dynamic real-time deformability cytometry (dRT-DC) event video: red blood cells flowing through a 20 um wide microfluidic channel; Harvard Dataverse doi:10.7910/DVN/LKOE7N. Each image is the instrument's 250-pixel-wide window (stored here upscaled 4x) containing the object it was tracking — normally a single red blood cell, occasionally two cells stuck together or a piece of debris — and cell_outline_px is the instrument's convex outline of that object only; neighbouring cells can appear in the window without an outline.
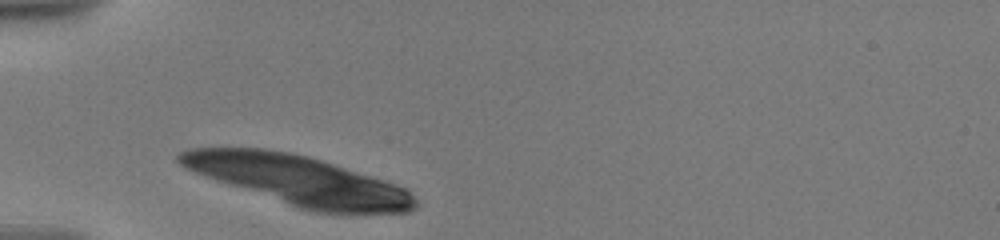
{"species": "human", "species_latin": "Homo sapiens", "temperature_condition": "warm", "stored_images_in_passage": 4, "camera_frame_rate_fps": 3000, "um_per_image_px": 0.085, "donor": {"sex": "male"}, "frame": {"image": 1, "passage_image": 1, "time_ms": 0.0, "image_size_px": [1000, 240], "cell_outline_px": [[416, 208], [408, 212], [352, 216], [316, 212], [300, 208], [216, 180], [184, 168], [176, 160], [176, 152], [188, 148], [264, 148], [292, 152], [308, 156], [384, 180], [396, 184], [404, 188], [416, 200]], "centroid_in_image_um": [25.41, 15.35], "position_along_channel_um": 59.6, "area_um2": 68.09}}